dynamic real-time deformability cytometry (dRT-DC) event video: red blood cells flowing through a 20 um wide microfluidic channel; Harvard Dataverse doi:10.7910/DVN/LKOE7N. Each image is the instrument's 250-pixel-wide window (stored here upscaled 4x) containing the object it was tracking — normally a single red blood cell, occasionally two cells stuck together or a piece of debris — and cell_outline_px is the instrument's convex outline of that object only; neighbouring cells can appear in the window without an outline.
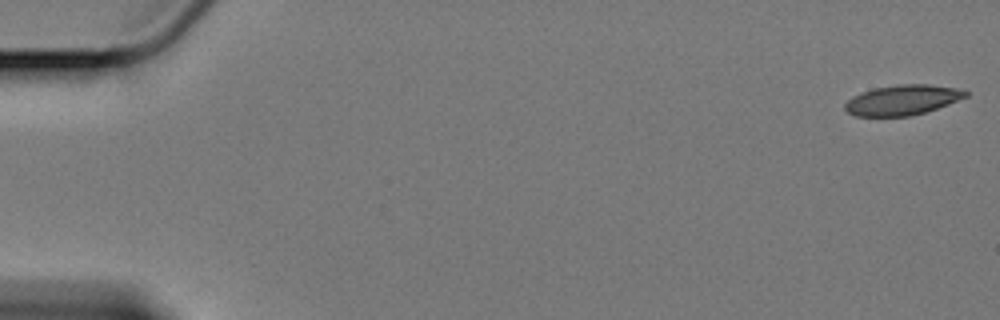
{"species": "Egyptian fruit bat (a non-hibernating species)", "species_latin": "Rousettus aegyptiacus", "temperature_condition": "cold", "stored_images_in_passage": 4, "camera_frame_rate_fps": 3000, "um_per_image_px": 0.085, "animal": {"sex": "female"}, "frame": {"image": 1, "passage_image": 1, "time_ms": 0.0, "image_size_px": [1000, 320], "cell_outline_px": [[968, 96], [948, 104], [924, 112], [908, 116], [856, 116], [848, 112], [844, 108], [844, 104], [852, 96], [860, 92], [876, 88], [900, 84], [928, 84], [956, 88], [968, 92]], "centroid_in_image_um": [76.68, 8.49], "position_along_channel_um": 8.3, "area_um2": 20.98}}